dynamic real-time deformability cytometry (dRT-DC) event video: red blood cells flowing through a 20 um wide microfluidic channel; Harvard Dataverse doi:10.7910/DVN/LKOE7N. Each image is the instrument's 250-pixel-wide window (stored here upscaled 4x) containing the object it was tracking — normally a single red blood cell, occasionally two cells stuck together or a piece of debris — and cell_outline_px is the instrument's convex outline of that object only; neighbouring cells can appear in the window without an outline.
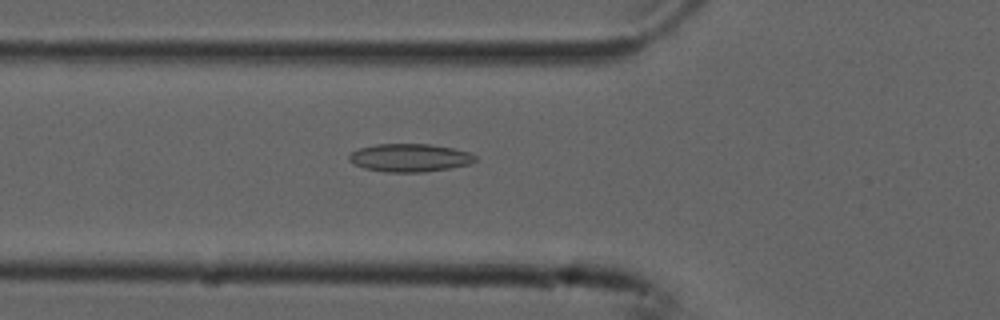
{"species": "common noctule bat (a hibernating species)", "species_latin": "Nyctalus noctula", "temperature_condition": "cold", "stored_images_in_passage": 7, "camera_frame_rate_fps": 3000, "um_per_image_px": 0.085, "animal": {"sex": "male", "forearm_length_mm": 52.5}, "frame": {"image": 1, "passage_image": 4, "time_ms": 1.0, "image_size_px": [1000, 320], "cell_outline_px": [[476, 160], [468, 164], [448, 168], [424, 172], [384, 172], [364, 168], [348, 160], [348, 156], [352, 152], [360, 148], [376, 144], [428, 144], [452, 148], [472, 152], [476, 156]], "centroid_in_image_um": [34.83, 13.41], "position_along_channel_um": 91.0, "area_um2": 20.52}}